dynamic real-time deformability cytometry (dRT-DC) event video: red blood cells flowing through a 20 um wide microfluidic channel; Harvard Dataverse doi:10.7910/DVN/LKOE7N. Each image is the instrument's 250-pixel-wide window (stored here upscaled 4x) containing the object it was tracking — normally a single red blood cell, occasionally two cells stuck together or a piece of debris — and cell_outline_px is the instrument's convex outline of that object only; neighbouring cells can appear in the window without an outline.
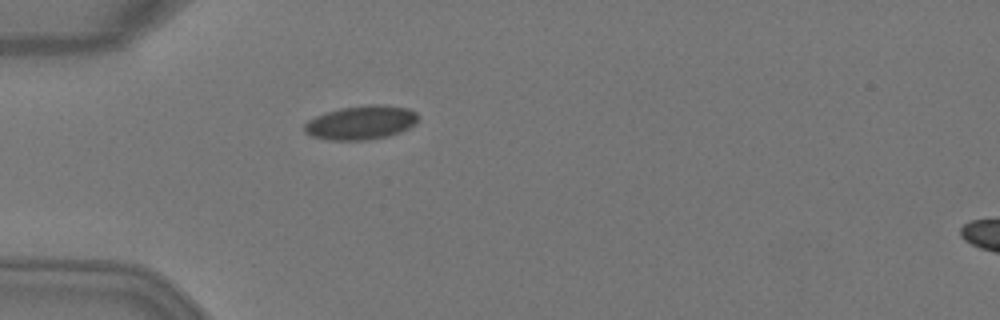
{"species": "Egyptian fruit bat (a non-hibernating species)", "species_latin": "Rousettus aegyptiacus", "temperature_condition": "warm", "stored_images_in_passage": 2, "camera_frame_rate_fps": 3000, "um_per_image_px": 0.085, "animal": {"sex": "female"}, "frame": {"image": 1, "passage_image": 2, "time_ms": 0.333, "image_size_px": [1000, 320], "cell_outline_px": [[420, 120], [416, 124], [400, 132], [388, 136], [364, 140], [332, 140], [312, 136], [304, 132], [304, 124], [308, 120], [316, 116], [340, 108], [372, 104], [376, 104], [408, 108], [416, 112], [420, 116]], "centroid_in_image_um": [30.73, 10.42], "position_along_channel_um": 54.3, "area_um2": 22.48}}